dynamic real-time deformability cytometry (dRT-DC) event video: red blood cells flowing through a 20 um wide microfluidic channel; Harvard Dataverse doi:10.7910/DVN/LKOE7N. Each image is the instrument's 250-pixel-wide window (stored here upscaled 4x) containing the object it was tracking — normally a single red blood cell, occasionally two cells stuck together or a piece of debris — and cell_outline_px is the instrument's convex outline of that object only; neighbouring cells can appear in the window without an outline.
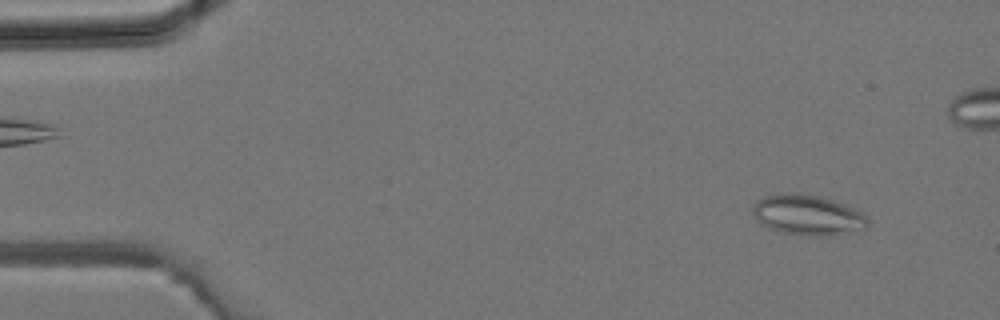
{"species": "common noctule bat (a hibernating species)", "species_latin": "Nyctalus noctula", "temperature_condition": "room temperature", "stored_images_in_passage": 36, "camera_frame_rate_fps": 3000, "um_per_image_px": 0.085, "animal": {"sex": "male", "body_mass_g": 19.2, "forearm_length_mm": 51.8}, "frame": {"image": 1, "passage_image": 3, "time_ms": 0.667, "image_size_px": [1000, 320], "cell_outline_px": [[868, 224], [864, 228], [848, 232], [820, 236], [808, 236], [784, 232], [768, 228], [760, 224], [752, 212], [752, 204], [756, 200], [764, 196], [820, 196], [832, 200], [852, 208], [860, 212], [868, 220]], "centroid_in_image_um": [68.61, 18.32], "position_along_channel_um": 16.4, "area_um2": 25.89}}
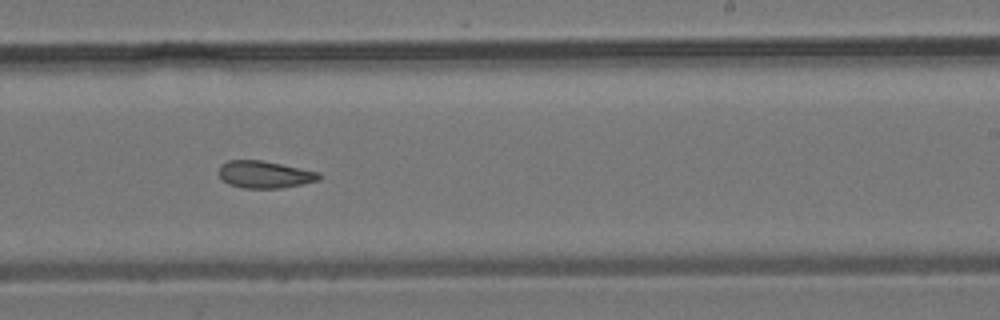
{"frame": {"image": 2, "passage_image": 23, "time_ms": 7.333, "image_size_px": [1000, 320], "cell_outline_px": [[320, 180], [280, 188], [244, 188], [228, 184], [220, 176], [220, 164], [228, 160], [260, 160], [320, 172]], "centroid_in_image_um": [22.49, 14.83], "position_along_channel_um": 266.5, "area_um2": 15.66}}
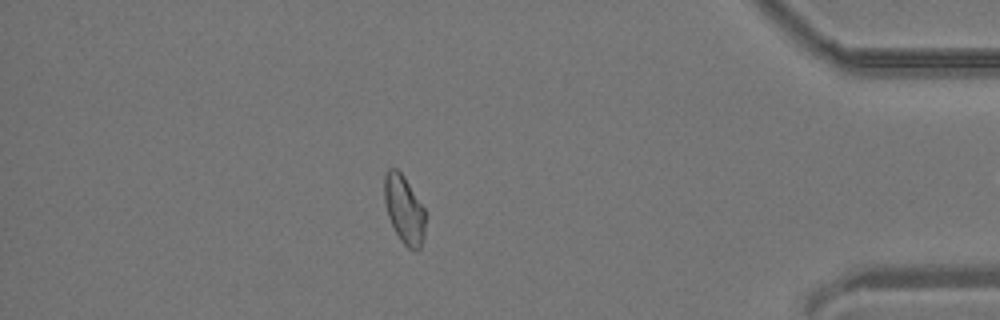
{"frame": {"image": 3, "passage_image": 33, "time_ms": 10.667, "image_size_px": [1000, 320], "cell_outline_px": [[424, 236], [420, 248], [416, 252], [408, 248], [400, 240], [388, 216], [384, 200], [384, 176], [388, 168], [396, 168], [404, 176], [424, 208]], "centroid_in_image_um": [34.34, 17.8], "position_along_channel_um": 400.9, "area_um2": 16.18}}